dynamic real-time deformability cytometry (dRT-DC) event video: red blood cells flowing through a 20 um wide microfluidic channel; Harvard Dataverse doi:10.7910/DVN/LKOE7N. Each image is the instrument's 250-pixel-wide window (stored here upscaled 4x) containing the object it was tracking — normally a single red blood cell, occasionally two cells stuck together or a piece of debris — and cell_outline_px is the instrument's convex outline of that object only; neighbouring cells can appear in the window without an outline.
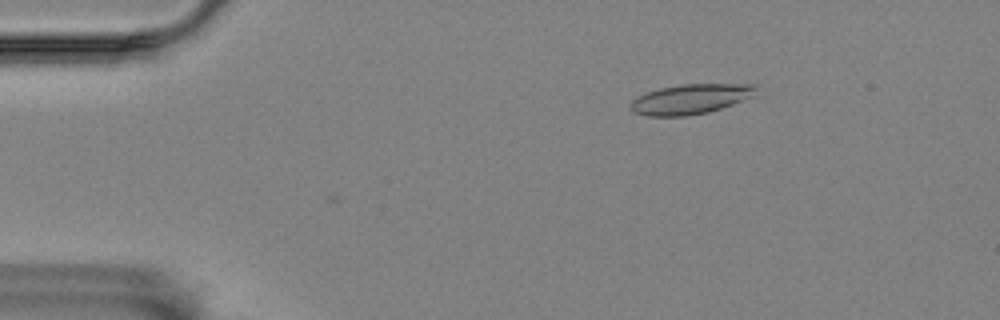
{"species": "Egyptian fruit bat (a non-hibernating species)", "species_latin": "Rousettus aegyptiacus", "temperature_condition": "room temperature", "stored_images_in_passage": 3, "camera_frame_rate_fps": 3000, "um_per_image_px": 0.085, "animal": {"sex": "female"}, "frame": {"image": 1, "passage_image": 1, "time_ms": 0.0, "image_size_px": [1000, 320], "cell_outline_px": [[756, 96], [708, 112], [684, 116], [648, 116], [632, 112], [628, 108], [628, 104], [632, 100], [648, 92], [660, 88], [680, 84], [756, 84]], "centroid_in_image_um": [58.68, 8.42], "position_along_channel_um": 26.3, "area_um2": 21.96}}